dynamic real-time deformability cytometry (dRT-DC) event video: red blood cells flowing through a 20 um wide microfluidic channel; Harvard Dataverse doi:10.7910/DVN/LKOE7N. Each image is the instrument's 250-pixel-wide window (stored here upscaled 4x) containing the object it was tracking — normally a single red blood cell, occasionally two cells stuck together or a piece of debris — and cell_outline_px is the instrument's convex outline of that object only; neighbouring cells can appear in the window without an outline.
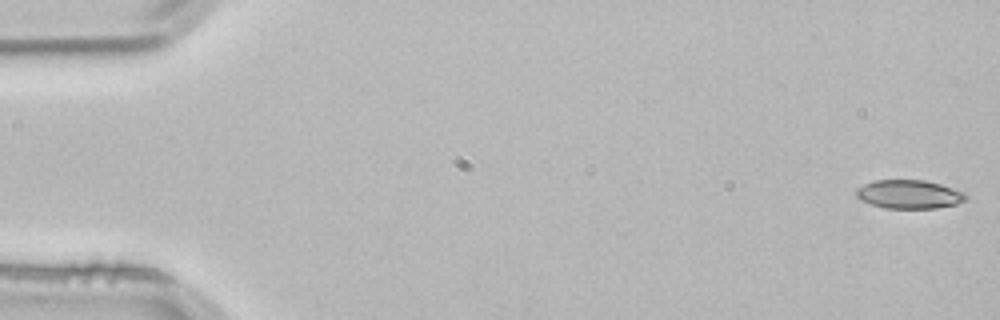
{"species": "common noctule bat (a hibernating species)", "species_latin": "Nyctalus noctula", "temperature_condition": "room temperature", "stored_images_in_passage": 6, "segment_of_instrument_passage": [2, 2], "camera_frame_rate_fps": 3000, "um_per_image_px": 0.085, "animal": {"sex": "male", "body_mass_g": 21.5, "forearm_length_mm": 52.0}, "frame": {"image": 1, "passage_image": 6, "time_ms": 1.667, "image_size_px": [1000, 320], "cell_outline_px": [[968, 196], [964, 200], [956, 204], [936, 208], [884, 208], [860, 200], [856, 196], [856, 188], [872, 180], [924, 180], [940, 184], [964, 192]], "centroid_in_image_um": [77.25, 16.51], "position_along_channel_um": 7.8, "area_um2": 18.26}}